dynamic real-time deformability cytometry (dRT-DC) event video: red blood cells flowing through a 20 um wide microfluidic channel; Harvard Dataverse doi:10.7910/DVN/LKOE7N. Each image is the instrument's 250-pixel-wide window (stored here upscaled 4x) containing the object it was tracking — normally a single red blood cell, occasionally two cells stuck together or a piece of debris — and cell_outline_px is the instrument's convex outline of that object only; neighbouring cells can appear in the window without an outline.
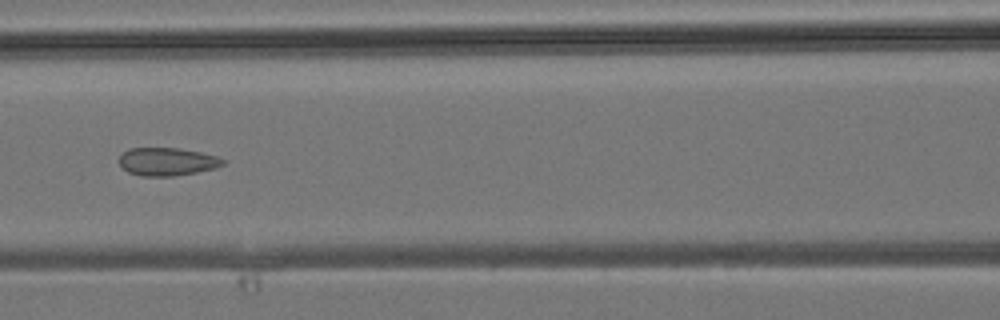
{"species": "common noctule bat (a hibernating species)", "species_latin": "Nyctalus noctula", "temperature_condition": "room temperature", "stored_images_in_passage": 29, "camera_frame_rate_fps": 3000, "um_per_image_px": 0.085, "animal": {"sex": "male", "body_mass_g": 19.2, "forearm_length_mm": 51.8}, "frame": {"image": 1, "passage_image": 6, "time_ms": 1.667, "image_size_px": [1000, 320], "cell_outline_px": [[228, 160], [224, 164], [216, 168], [196, 172], [172, 176], [140, 176], [128, 172], [120, 164], [120, 156], [128, 148], [180, 148], [200, 152], [216, 156]], "centroid_in_image_um": [14.24, 13.74], "position_along_channel_um": 152.4, "area_um2": 16.94}}
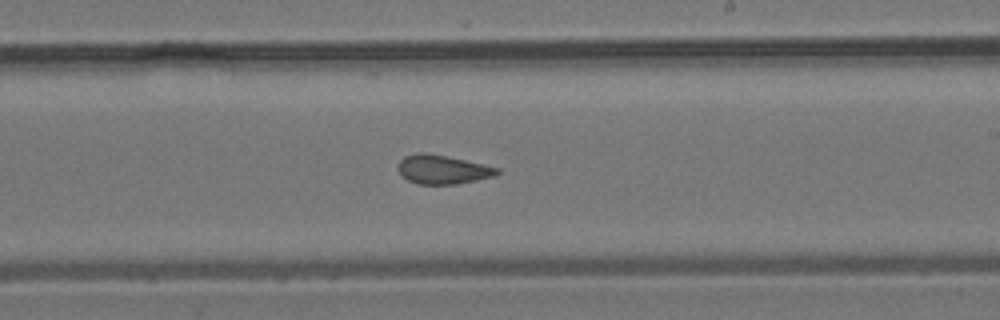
{"frame": {"image": 2, "passage_image": 12, "time_ms": 3.667, "image_size_px": [1000, 320], "cell_outline_px": [[500, 172], [496, 176], [456, 184], [416, 184], [400, 176], [396, 168], [400, 160], [404, 156], [416, 152], [424, 152], [448, 156], [500, 168]], "centroid_in_image_um": [37.58, 14.4], "position_along_channel_um": 251.4, "area_um2": 16.99}}
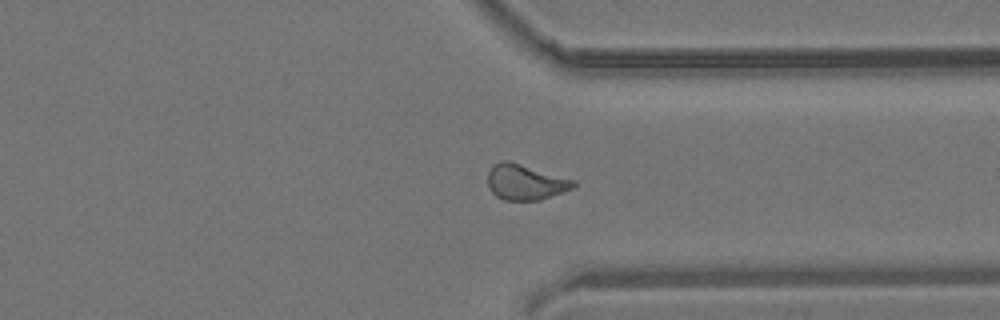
{"frame": {"image": 3, "passage_image": 19, "time_ms": 6.0, "image_size_px": [1000, 320], "cell_outline_px": [[576, 184], [572, 188], [540, 200], [504, 200], [496, 196], [488, 188], [488, 168], [492, 164], [500, 160], [508, 160], [576, 180]], "centroid_in_image_um": [44.61, 15.46], "position_along_channel_um": 366.8, "area_um2": 17.86}}